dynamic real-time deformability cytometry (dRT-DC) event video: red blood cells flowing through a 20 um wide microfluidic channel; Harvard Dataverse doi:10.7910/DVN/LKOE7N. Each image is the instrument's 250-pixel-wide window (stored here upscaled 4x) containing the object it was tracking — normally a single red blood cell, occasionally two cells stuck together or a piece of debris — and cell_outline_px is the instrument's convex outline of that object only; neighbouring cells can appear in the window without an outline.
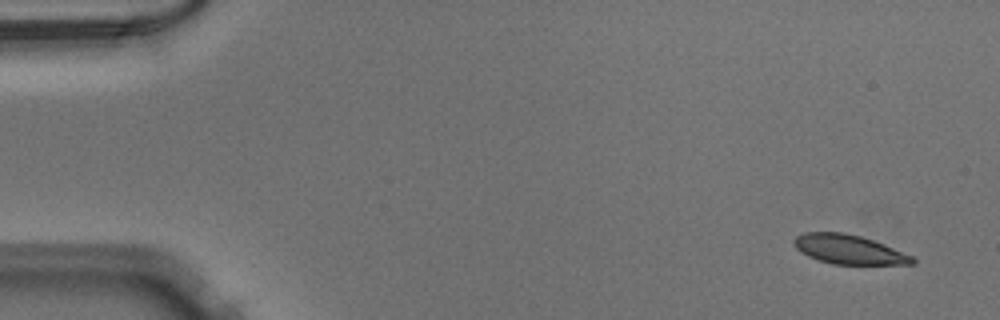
{"species": "Egyptian fruit bat (a non-hibernating species)", "species_latin": "Rousettus aegyptiacus", "temperature_condition": "warm", "stored_images_in_passage": 49, "camera_frame_rate_fps": 3000, "um_per_image_px": 0.085, "animal": {"sex": "male"}, "frame": {"image": 1, "passage_image": 1, "time_ms": 0.0, "image_size_px": [1000, 320], "cell_outline_px": [[916, 264], [832, 264], [808, 256], [800, 252], [792, 244], [792, 240], [796, 236], [804, 232], [844, 232], [860, 236], [884, 244], [912, 256], [916, 260]], "centroid_in_image_um": [72.12, 21.19], "position_along_channel_um": 12.9, "area_um2": 20.17}}
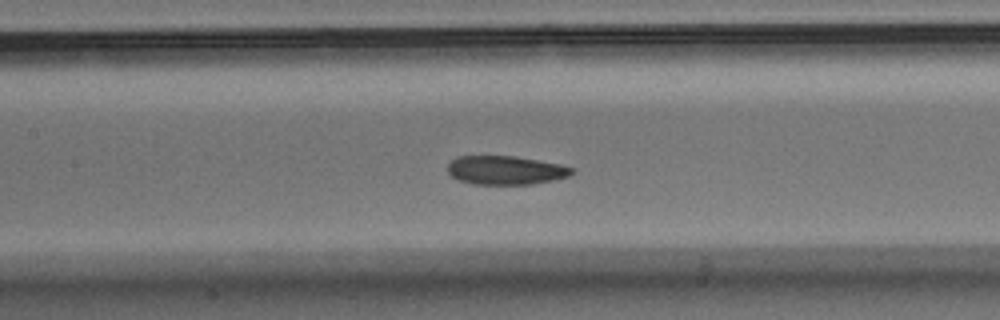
{"frame": {"image": 2, "passage_image": 22, "time_ms": 7.0, "image_size_px": [1000, 320], "cell_outline_px": [[576, 168], [568, 176], [552, 180], [532, 184], [472, 184], [460, 180], [452, 176], [448, 172], [448, 164], [456, 156], [516, 156], [560, 164]], "centroid_in_image_um": [42.97, 14.46], "position_along_channel_um": 164.4, "area_um2": 20.75}}
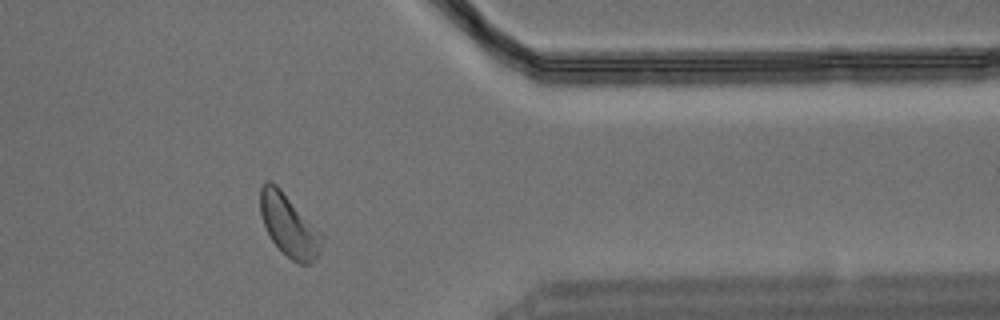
{"frame": {"image": 3, "passage_image": 40, "time_ms": 13.0, "image_size_px": [1000, 320], "cell_outline_px": [[324, 236], [320, 252], [308, 264], [300, 264], [292, 260], [272, 240], [264, 224], [260, 212], [260, 188], [268, 180], [276, 184], [280, 188]], "centroid_in_image_um": [24.56, 19.15], "position_along_channel_um": 386.8, "area_um2": 21.73}}